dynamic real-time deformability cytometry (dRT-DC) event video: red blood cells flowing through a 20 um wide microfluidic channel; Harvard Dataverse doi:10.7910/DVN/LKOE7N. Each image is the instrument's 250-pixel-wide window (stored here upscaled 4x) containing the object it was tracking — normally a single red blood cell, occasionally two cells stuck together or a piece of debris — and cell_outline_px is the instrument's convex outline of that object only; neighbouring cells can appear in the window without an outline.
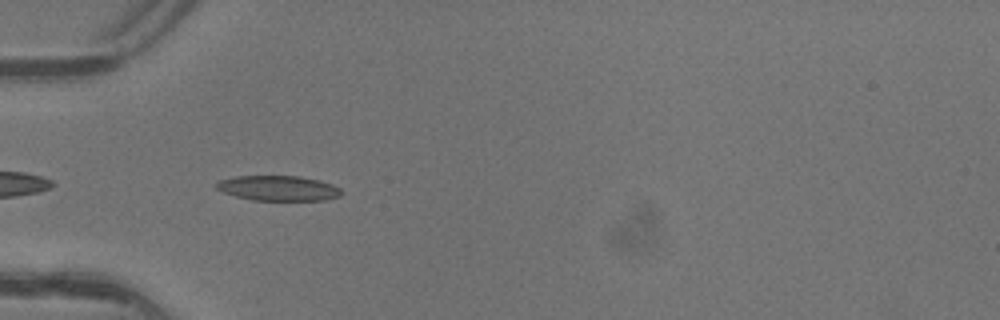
{"species": "common noctule bat (a hibernating species)", "species_latin": "Nyctalus noctula", "temperature_condition": "warm", "stored_images_in_passage": 5, "camera_frame_rate_fps": 3000, "um_per_image_px": 0.085, "animal": {"sex": "female"}, "frame": {"image": 1, "passage_image": 4, "time_ms": 1.0, "image_size_px": [1000, 320], "cell_outline_px": [[340, 196], [324, 200], [252, 200], [236, 196], [224, 192], [216, 188], [216, 184], [220, 180], [236, 176], [296, 176], [316, 180], [332, 184], [340, 188]], "centroid_in_image_um": [23.64, 16.0], "position_along_channel_um": 61.4, "area_um2": 17.98}}
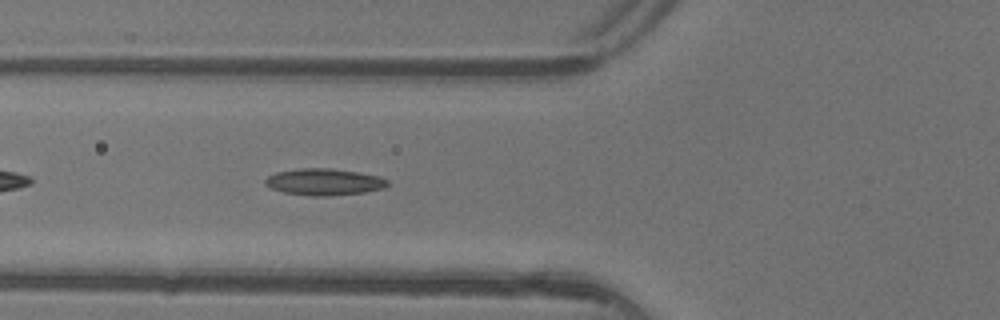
{"frame": {"image": 2, "passage_image": 5, "time_ms": 1.333, "image_size_px": [1000, 320], "cell_outline_px": [[388, 184], [384, 188], [364, 192], [328, 196], [308, 196], [284, 192], [272, 188], [264, 184], [264, 180], [268, 176], [276, 172], [300, 168], [328, 168], [356, 172], [380, 176], [388, 180]], "centroid_in_image_um": [27.54, 15.46], "position_along_channel_um": 98.3, "area_um2": 18.96}}